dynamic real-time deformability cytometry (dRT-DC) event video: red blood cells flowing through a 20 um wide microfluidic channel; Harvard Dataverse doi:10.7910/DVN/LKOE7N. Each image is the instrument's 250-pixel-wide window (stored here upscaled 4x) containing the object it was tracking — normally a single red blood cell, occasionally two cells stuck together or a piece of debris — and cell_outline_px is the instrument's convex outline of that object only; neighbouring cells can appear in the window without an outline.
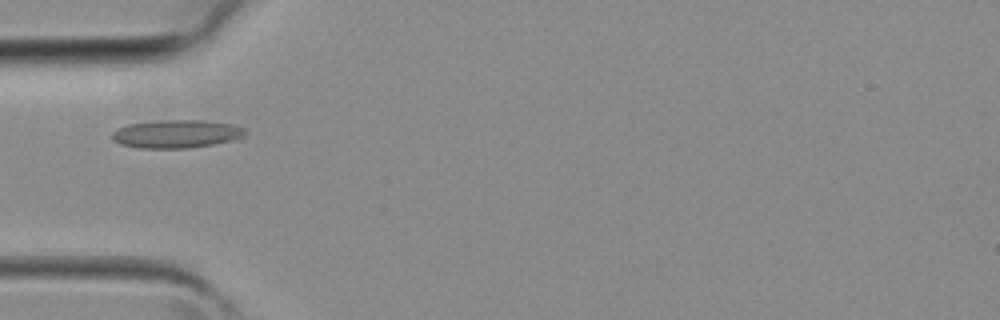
{"species": "common noctule bat (a hibernating species)", "species_latin": "Nyctalus noctula", "temperature_condition": "room temperature", "stored_images_in_passage": 2, "camera_frame_rate_fps": 3000, "um_per_image_px": 0.085, "animal": {"sex": "female", "body_mass_g": 19.3, "forearm_length_mm": 54.1}, "frame": {"image": 1, "passage_image": 1, "time_ms": 0.0, "image_size_px": [1000, 320], "cell_outline_px": [[244, 136], [236, 140], [188, 148], [140, 148], [120, 144], [112, 140], [112, 132], [116, 128], [128, 124], [160, 120], [204, 120], [232, 124], [244, 128]], "centroid_in_image_um": [14.97, 11.38], "position_along_channel_um": 70.0, "area_um2": 21.91}}
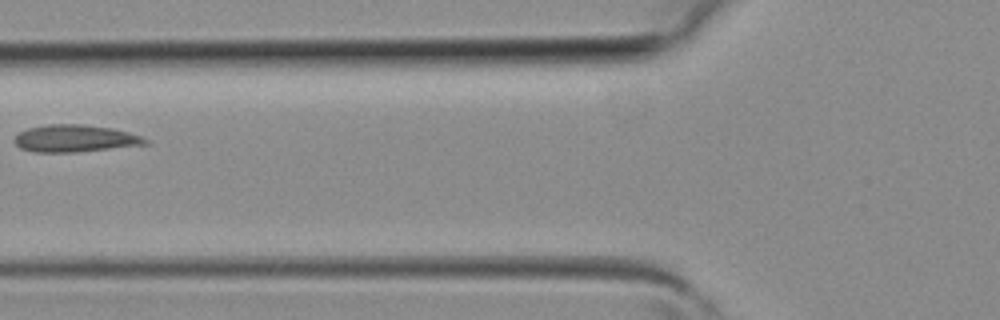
{"frame": {"image": 2, "passage_image": 2, "time_ms": 0.333, "image_size_px": [1000, 320], "cell_outline_px": [[148, 144], [76, 152], [36, 152], [20, 148], [12, 140], [20, 132], [28, 128], [48, 124], [84, 124], [112, 128], [128, 132], [140, 136], [148, 140]], "centroid_in_image_um": [6.35, 11.76], "position_along_channel_um": 119.4, "area_um2": 20.63}}